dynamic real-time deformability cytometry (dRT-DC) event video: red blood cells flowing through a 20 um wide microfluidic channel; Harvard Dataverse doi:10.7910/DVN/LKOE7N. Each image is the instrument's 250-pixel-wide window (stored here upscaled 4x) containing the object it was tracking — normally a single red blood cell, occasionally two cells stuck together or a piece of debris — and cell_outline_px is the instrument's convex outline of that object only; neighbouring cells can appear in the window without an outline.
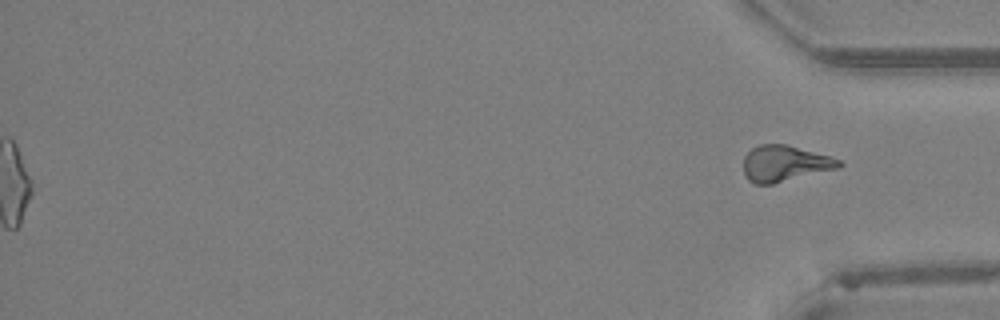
{"species": "Egyptian fruit bat (a non-hibernating species)", "species_latin": "Rousettus aegyptiacus", "temperature_condition": "warm", "stored_images_in_passage": 49, "segment_of_instrument_passage": [2, 2], "camera_frame_rate_fps": 3000, "um_per_image_px": 0.085, "animal": {"sex": "female"}, "frame": {"image": 1, "passage_image": 49, "time_ms": 16.0, "image_size_px": [1000, 320], "cell_outline_px": [[844, 164], [836, 168], [772, 184], [756, 184], [748, 180], [744, 172], [744, 156], [752, 148], [760, 144], [788, 144], [828, 156], [840, 160]], "centroid_in_image_um": [66.66, 13.88], "position_along_channel_um": 368.5, "area_um2": 19.77}}